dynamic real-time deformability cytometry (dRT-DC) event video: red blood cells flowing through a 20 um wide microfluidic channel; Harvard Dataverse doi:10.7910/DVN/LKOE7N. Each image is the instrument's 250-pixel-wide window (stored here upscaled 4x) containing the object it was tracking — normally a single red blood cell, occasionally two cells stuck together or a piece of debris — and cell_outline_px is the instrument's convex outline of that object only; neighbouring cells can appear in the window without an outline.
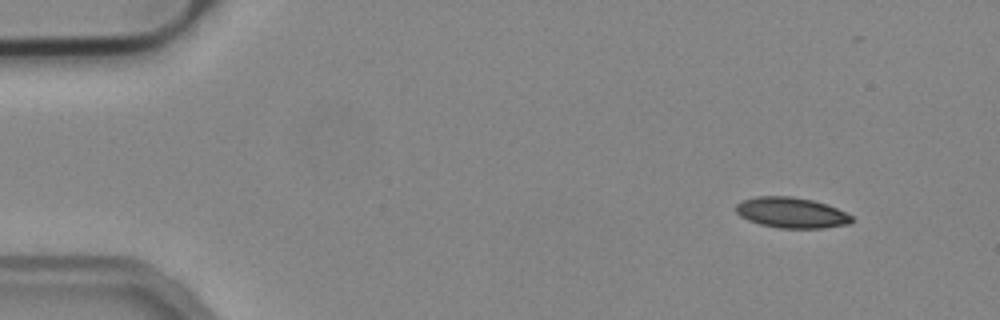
{"species": "common noctule bat (a hibernating species)", "species_latin": "Nyctalus noctula", "temperature_condition": "cold", "stored_images_in_passage": 17, "camera_frame_rate_fps": 3000, "um_per_image_px": 0.085, "animal": {"sex": "male", "body_mass_g": 19.2, "forearm_length_mm": 51.8}, "frame": {"image": 1, "passage_image": 1, "time_ms": 0.0, "image_size_px": [1000, 320], "cell_outline_px": [[852, 220], [848, 224], [824, 228], [780, 228], [760, 224], [748, 220], [740, 216], [736, 212], [736, 204], [744, 200], [756, 196], [792, 196], [812, 200], [836, 208], [852, 216]], "centroid_in_image_um": [67.24, 18.08], "position_along_channel_um": 17.8, "area_um2": 20.46}}
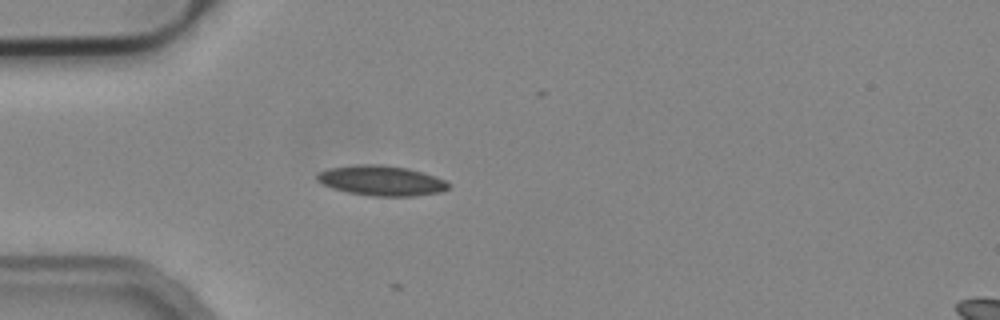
{"frame": {"image": 2, "passage_image": 11, "time_ms": 3.333, "image_size_px": [1000, 320], "cell_outline_px": [[448, 188], [440, 192], [416, 196], [372, 196], [348, 192], [332, 188], [316, 180], [316, 172], [328, 168], [356, 164], [380, 164], [408, 168], [444, 180], [448, 184]], "centroid_in_image_um": [32.35, 15.34], "position_along_channel_um": 52.7, "area_um2": 22.95}}
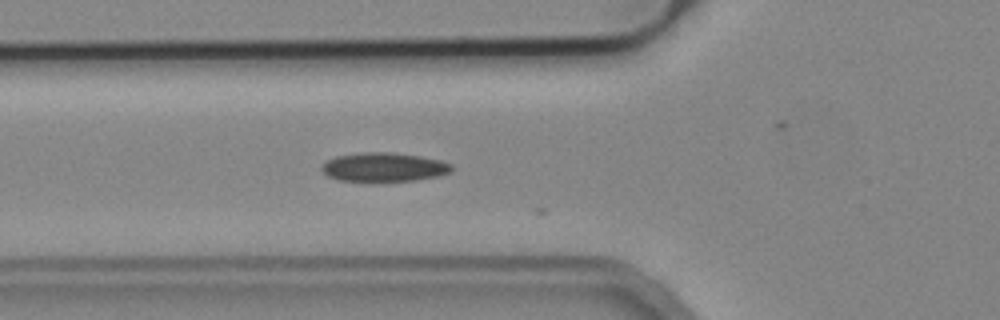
{"frame": {"image": 3, "passage_image": 15, "time_ms": 4.667, "image_size_px": [1000, 320], "cell_outline_px": [[452, 172], [440, 176], [416, 180], [336, 180], [328, 176], [320, 168], [320, 164], [336, 156], [360, 152], [392, 152], [420, 156], [440, 160], [452, 164]], "centroid_in_image_um": [32.64, 14.19], "position_along_channel_um": 93.2, "area_um2": 21.85}}